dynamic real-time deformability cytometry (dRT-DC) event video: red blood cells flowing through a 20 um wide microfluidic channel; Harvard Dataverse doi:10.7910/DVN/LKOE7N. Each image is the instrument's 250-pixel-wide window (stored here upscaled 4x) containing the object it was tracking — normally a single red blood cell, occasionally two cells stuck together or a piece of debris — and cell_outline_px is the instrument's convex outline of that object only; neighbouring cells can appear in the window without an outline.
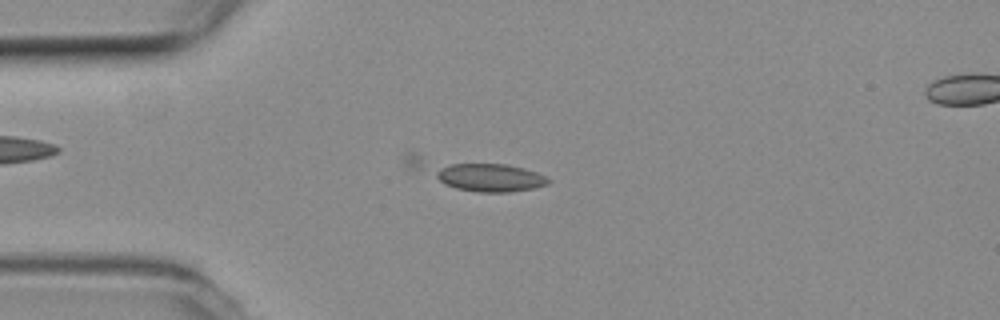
{"species": "common noctule bat (a hibernating species)", "species_latin": "Nyctalus noctula", "temperature_condition": "room temperature", "stored_images_in_passage": 39, "camera_frame_rate_fps": 3000, "um_per_image_px": 0.085, "animal": {"sex": "female", "body_mass_g": 19.3, "forearm_length_mm": 54.1}, "frame": {"image": 1, "passage_image": 13, "time_ms": 4.0, "image_size_px": [1000, 320], "cell_outline_px": [[552, 180], [548, 184], [532, 188], [512, 192], [476, 192], [456, 188], [444, 184], [436, 176], [436, 172], [440, 168], [452, 164], [508, 164], [524, 168], [536, 172]], "centroid_in_image_um": [41.69, 15.11], "position_along_channel_um": 43.3, "area_um2": 18.21}}
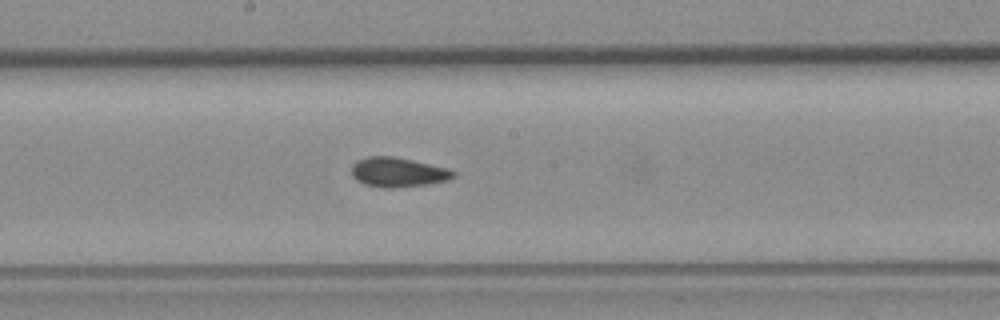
{"frame": {"image": 2, "passage_image": 28, "time_ms": 9.0, "image_size_px": [1000, 320], "cell_outline_px": [[456, 176], [448, 180], [428, 184], [392, 188], [380, 188], [364, 184], [356, 180], [352, 176], [352, 164], [356, 160], [368, 156], [392, 156], [412, 160], [448, 168], [456, 172]], "centroid_in_image_um": [33.81, 14.64], "position_along_channel_um": 214.4, "area_um2": 17.69}}
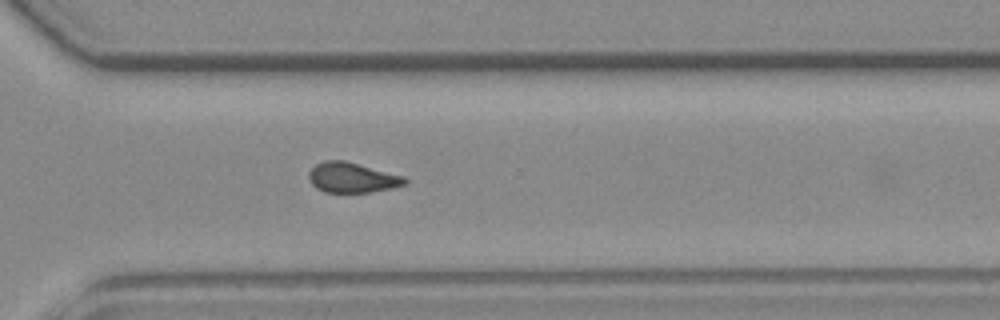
{"frame": {"image": 3, "passage_image": 38, "time_ms": 12.333, "image_size_px": [1000, 320], "cell_outline_px": [[408, 184], [392, 188], [368, 192], [324, 192], [316, 188], [308, 180], [308, 172], [316, 164], [324, 160], [344, 160], [404, 176], [408, 180]], "centroid_in_image_um": [29.92, 15.09], "position_along_channel_um": 340.7, "area_um2": 16.94}}